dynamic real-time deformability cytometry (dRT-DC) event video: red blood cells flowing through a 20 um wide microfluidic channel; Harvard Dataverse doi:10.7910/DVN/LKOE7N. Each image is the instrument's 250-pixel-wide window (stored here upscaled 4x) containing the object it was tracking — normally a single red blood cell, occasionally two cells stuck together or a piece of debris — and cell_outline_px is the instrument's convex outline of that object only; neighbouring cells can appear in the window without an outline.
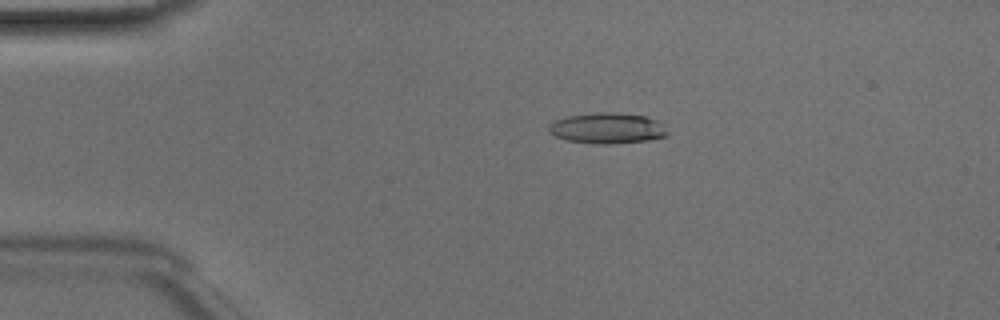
{"species": "Egyptian fruit bat (a non-hibernating species)", "species_latin": "Rousettus aegyptiacus", "temperature_condition": "room temperature", "stored_images_in_passage": 44, "camera_frame_rate_fps": 3000, "um_per_image_px": 0.085, "animal": {"sex": "male"}, "frame": {"image": 1, "passage_image": 5, "time_ms": 1.333, "image_size_px": [1000, 320], "cell_outline_px": [[668, 132], [664, 136], [648, 140], [608, 144], [596, 144], [568, 140], [556, 136], [548, 132], [548, 124], [556, 120], [568, 116], [600, 112], [616, 112], [644, 116], [656, 120], [664, 124]], "centroid_in_image_um": [51.61, 10.89], "position_along_channel_um": 33.4, "area_um2": 21.15}}
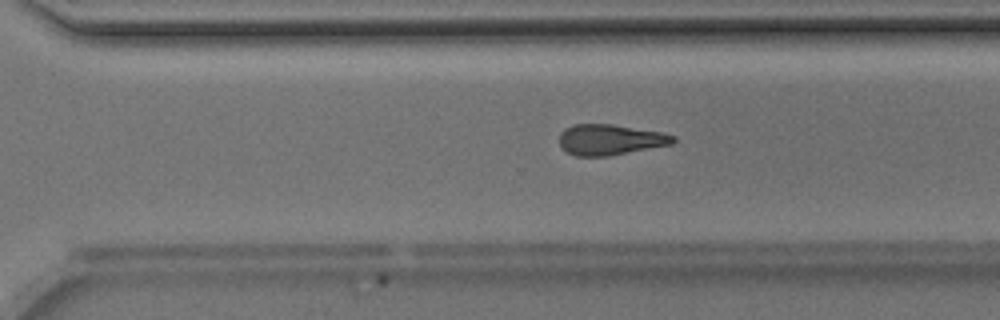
{"frame": {"image": 2, "passage_image": 29, "time_ms": 9.333, "image_size_px": [1000, 320], "cell_outline_px": [[676, 140], [672, 144], [608, 156], [576, 156], [560, 148], [560, 132], [564, 128], [572, 124], [612, 124], [660, 132], [676, 136]], "centroid_in_image_um": [51.83, 11.87], "position_along_channel_um": 318.8, "area_um2": 20.35}}
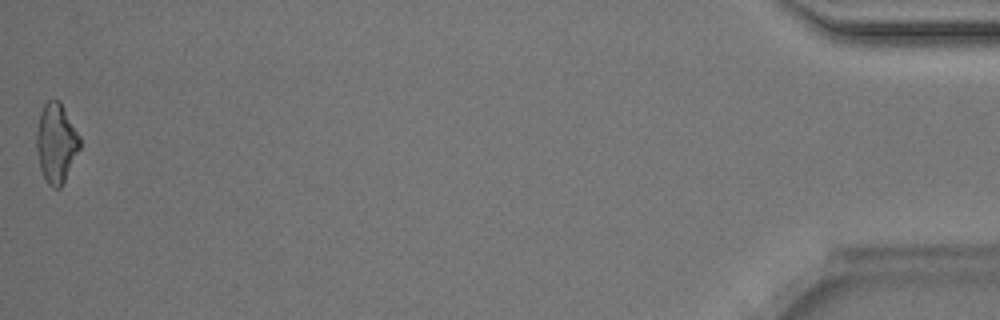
{"frame": {"image": 3, "passage_image": 44, "time_ms": 14.333, "image_size_px": [1000, 320], "cell_outline_px": [[80, 148], [60, 188], [52, 188], [48, 184], [40, 168], [36, 148], [36, 132], [40, 112], [44, 104], [48, 100], [60, 100], [80, 136]], "centroid_in_image_um": [4.77, 12.13], "position_along_channel_um": 430.4, "area_um2": 19.94}, "authors_computed_cell_mechanics": {"area_um2": 20.8658, "velocity_mm_per_s": 4.1418, "shape_relaxation_time_tau1_ms": 4.1565, "shape_relaxation_time_tau2_ms": 5.3729, "deformation_change_tau1": 0.1472, "deformation_change_tau2": 0.1851}}